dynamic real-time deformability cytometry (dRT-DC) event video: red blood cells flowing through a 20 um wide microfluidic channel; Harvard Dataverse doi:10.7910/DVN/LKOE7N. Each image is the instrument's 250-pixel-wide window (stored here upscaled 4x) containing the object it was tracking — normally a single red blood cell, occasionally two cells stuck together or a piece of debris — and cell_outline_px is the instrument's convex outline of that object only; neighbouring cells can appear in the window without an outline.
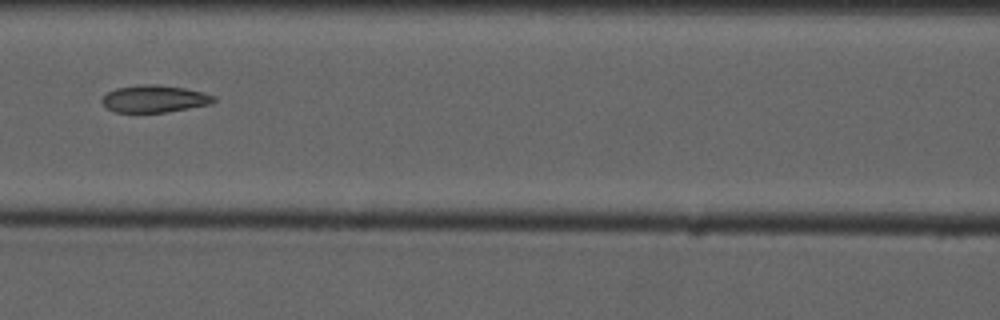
{"species": "common noctule bat (a hibernating species)", "species_latin": "Nyctalus noctula", "temperature_condition": "cold", "stored_images_in_passage": 4, "camera_frame_rate_fps": 3000, "um_per_image_px": 0.085, "animal": {"sex": "male", "forearm_length_mm": 52.5}, "frame": {"image": 1, "passage_image": 3, "time_ms": 2.333, "image_size_px": [1000, 320], "cell_outline_px": [[216, 100], [212, 104], [164, 112], [116, 112], [108, 108], [100, 100], [108, 92], [116, 88], [144, 84], [156, 84], [184, 88], [216, 96]], "centroid_in_image_um": [13.14, 8.39], "position_along_channel_um": 153.5, "area_um2": 17.51}}
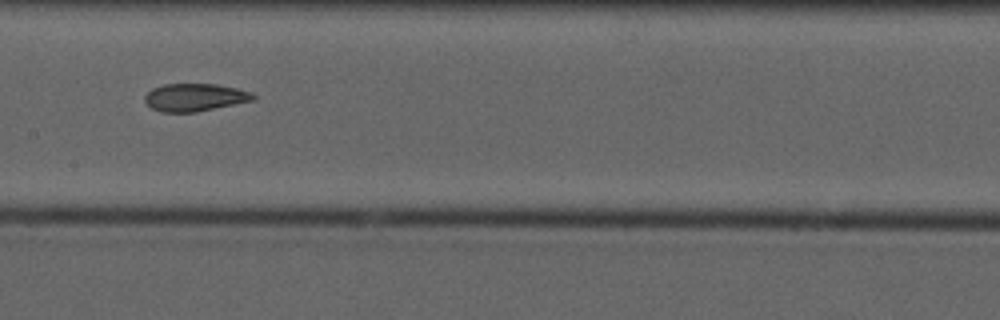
{"frame": {"image": 2, "passage_image": 4, "time_ms": 3.333, "image_size_px": [1000, 320], "cell_outline_px": [[256, 100], [196, 112], [160, 112], [152, 108], [144, 100], [144, 96], [152, 88], [164, 84], [216, 84], [236, 88], [252, 92], [256, 96]], "centroid_in_image_um": [16.58, 8.27], "position_along_channel_um": 190.8, "area_um2": 17.57}}